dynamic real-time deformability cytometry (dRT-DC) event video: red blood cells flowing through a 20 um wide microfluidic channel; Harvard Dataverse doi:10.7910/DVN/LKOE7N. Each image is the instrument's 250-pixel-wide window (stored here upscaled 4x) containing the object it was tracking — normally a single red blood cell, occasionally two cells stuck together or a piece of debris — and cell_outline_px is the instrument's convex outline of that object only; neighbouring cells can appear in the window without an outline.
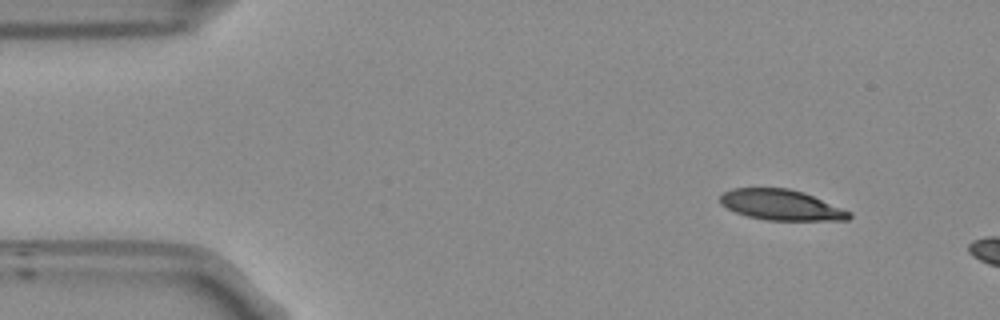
{"species": "Egyptian fruit bat (a non-hibernating species)", "species_latin": "Rousettus aegyptiacus", "temperature_condition": "room temperature", "stored_images_in_passage": 9, "camera_frame_rate_fps": 3000, "um_per_image_px": 0.085, "frame": {"image": 1, "passage_image": 4, "time_ms": 1.0, "image_size_px": [1000, 320], "cell_outline_px": [[852, 216], [848, 220], [768, 220], [748, 216], [736, 212], [720, 204], [720, 196], [724, 192], [732, 188], [788, 188], [804, 192], [852, 212]], "centroid_in_image_um": [66.42, 17.41], "position_along_channel_um": 18.6, "area_um2": 22.89}}